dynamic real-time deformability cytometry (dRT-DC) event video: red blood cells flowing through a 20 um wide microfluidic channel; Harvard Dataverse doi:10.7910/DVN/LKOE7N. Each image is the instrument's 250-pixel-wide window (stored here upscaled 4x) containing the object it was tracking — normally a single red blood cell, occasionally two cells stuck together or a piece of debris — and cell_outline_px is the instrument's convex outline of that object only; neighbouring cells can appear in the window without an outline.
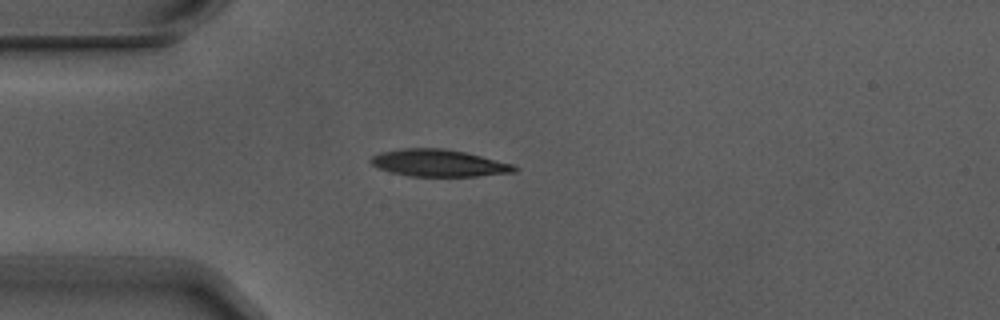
{"species": "Egyptian fruit bat (a non-hibernating species)", "species_latin": "Rousettus aegyptiacus", "temperature_condition": "warm", "stored_images_in_passage": 2, "camera_frame_rate_fps": 3000, "um_per_image_px": 0.085, "animal": {"sex": "male"}, "frame": {"image": 1, "passage_image": 2, "time_ms": 0.333, "image_size_px": [1000, 320], "cell_outline_px": [[520, 168], [516, 172], [476, 176], [408, 176], [392, 172], [380, 168], [372, 164], [368, 160], [372, 156], [380, 152], [404, 148], [440, 148], [464, 152], [512, 164]], "centroid_in_image_um": [37.29, 13.86], "position_along_channel_um": 47.7, "area_um2": 22.43}}